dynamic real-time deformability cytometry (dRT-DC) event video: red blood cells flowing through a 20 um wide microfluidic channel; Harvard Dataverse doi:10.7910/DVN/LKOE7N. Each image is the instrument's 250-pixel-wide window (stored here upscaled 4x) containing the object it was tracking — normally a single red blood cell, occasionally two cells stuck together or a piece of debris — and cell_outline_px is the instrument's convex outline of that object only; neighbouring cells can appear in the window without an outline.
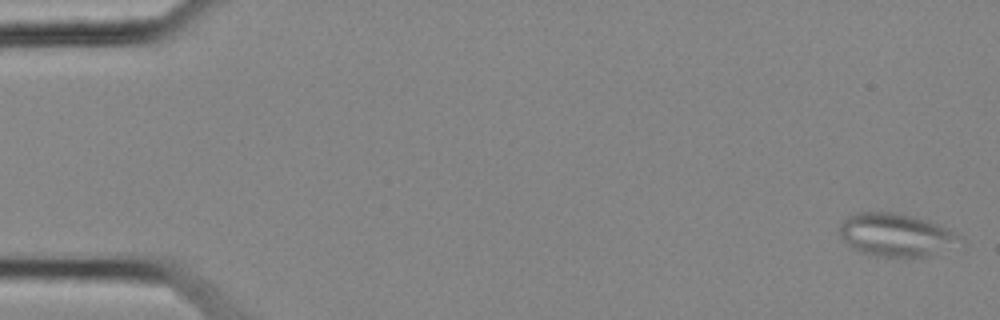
{"species": "common noctule bat (a hibernating species)", "species_latin": "Nyctalus noctula", "temperature_condition": "cold", "stored_images_in_passage": 56, "camera_frame_rate_fps": 3000, "um_per_image_px": 0.085, "animal": {"sex": "female", "body_mass_g": 25.1}, "frame": {"image": 1, "passage_image": 1, "time_ms": 0.0, "image_size_px": [1000, 320], "cell_outline_px": [[968, 244], [928, 256], [876, 256], [860, 252], [844, 240], [840, 236], [840, 224], [848, 216], [860, 212], [892, 212], [912, 216], [948, 228], [964, 240]], "centroid_in_image_um": [76.24, 19.98], "position_along_channel_um": 8.8, "area_um2": 30.11}}
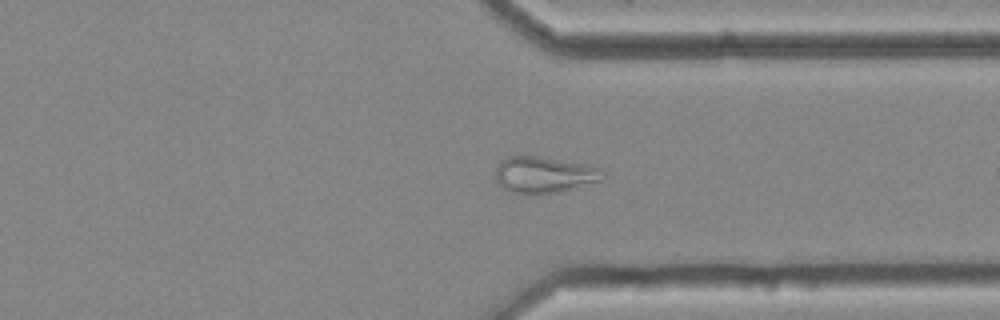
{"frame": {"image": 2, "passage_image": 42, "time_ms": 13.667, "image_size_px": [1000, 320], "cell_outline_px": [[608, 176], [604, 180], [556, 192], [536, 196], [528, 196], [508, 192], [496, 180], [496, 168], [508, 156], [536, 156], [592, 164], [600, 168]], "centroid_in_image_um": [46.31, 14.88], "position_along_channel_um": 365.1, "area_um2": 23.29}}
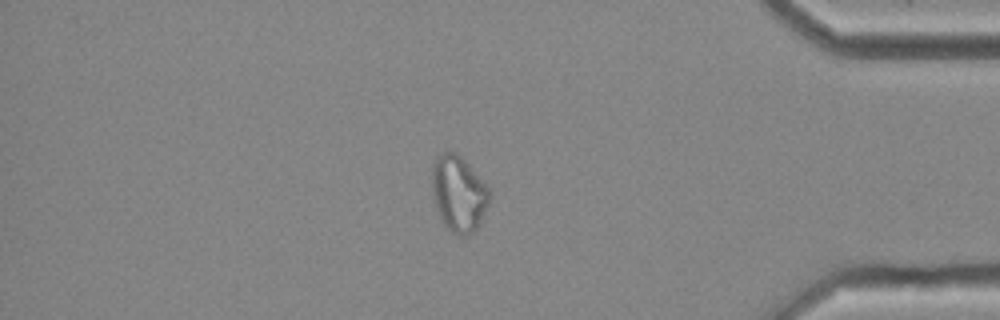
{"frame": {"image": 3, "passage_image": 47, "time_ms": 15.333, "image_size_px": [1000, 320], "cell_outline_px": [[492, 196], [480, 224], [468, 236], [460, 236], [452, 232], [440, 220], [432, 192], [432, 164], [436, 156], [440, 152], [456, 152], [468, 164], [488, 188]], "centroid_in_image_um": [38.97, 16.47], "position_along_channel_um": 396.2, "area_um2": 25.49}, "authors_computed_cell_mechanics": {"area_um2": 25.3164, "velocity_mm_per_s": 3.6408, "shape_relaxation_time_tau1_ms": null, "shape_relaxation_time_tau2_ms": 6.012, "deformation_change_tau1": null, "deformation_change_tau2": 0.1609}}